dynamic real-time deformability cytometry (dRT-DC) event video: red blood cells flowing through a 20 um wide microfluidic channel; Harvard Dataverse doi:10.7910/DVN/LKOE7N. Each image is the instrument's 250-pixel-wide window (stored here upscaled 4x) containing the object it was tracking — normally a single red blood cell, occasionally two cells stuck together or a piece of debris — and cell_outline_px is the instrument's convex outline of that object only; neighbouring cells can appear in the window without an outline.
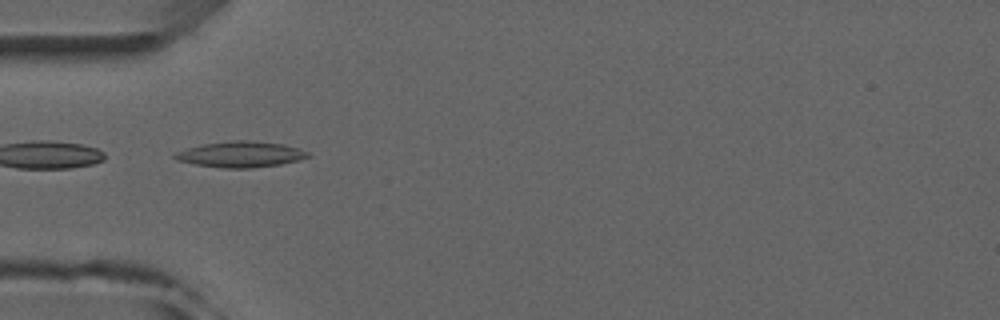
{"species": "common noctule bat (a hibernating species)", "species_latin": "Nyctalus noctula", "temperature_condition": "room temperature", "stored_images_in_passage": 6, "camera_frame_rate_fps": 3000, "um_per_image_px": 0.085, "animal": {"sex": "male", "forearm_length_mm": 52.5}, "frame": {"image": 1, "passage_image": 2, "time_ms": 1.333, "image_size_px": [1000, 320], "cell_outline_px": [[312, 156], [300, 160], [280, 164], [252, 168], [224, 168], [196, 164], [176, 160], [172, 156], [176, 152], [200, 144], [236, 140], [244, 140], [284, 144], [308, 152]], "centroid_in_image_um": [20.46, 13.12], "position_along_channel_um": 64.5, "area_um2": 19.94}}
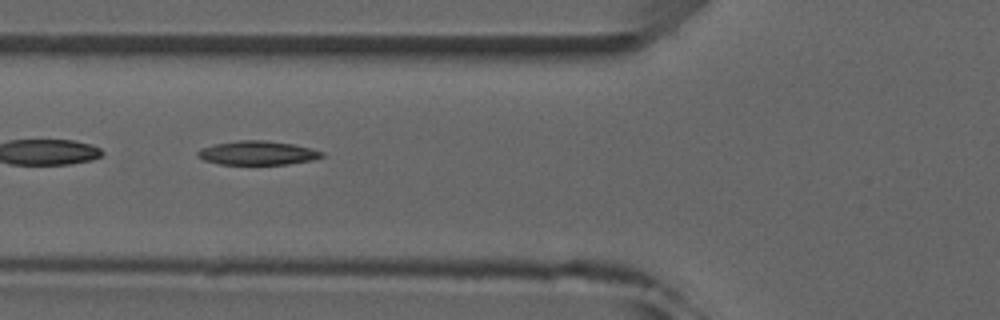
{"frame": {"image": 2, "passage_image": 3, "time_ms": 2.333, "image_size_px": [1000, 320], "cell_outline_px": [[324, 156], [312, 160], [288, 164], [220, 164], [204, 160], [196, 156], [196, 152], [200, 148], [216, 144], [240, 140], [264, 140], [292, 144], [312, 148], [324, 152]], "centroid_in_image_um": [21.89, 13.0], "position_along_channel_um": 103.9, "area_um2": 17.28}}